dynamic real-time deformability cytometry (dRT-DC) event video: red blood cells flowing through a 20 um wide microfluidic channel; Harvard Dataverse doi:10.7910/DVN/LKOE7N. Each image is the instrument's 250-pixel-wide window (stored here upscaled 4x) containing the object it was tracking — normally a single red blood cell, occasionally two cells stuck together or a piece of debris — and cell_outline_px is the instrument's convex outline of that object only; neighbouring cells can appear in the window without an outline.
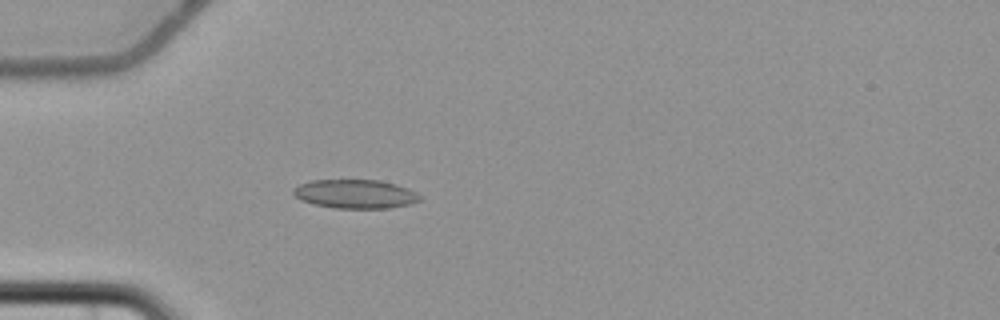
{"species": "common noctule bat (a hibernating species)", "species_latin": "Nyctalus noctula", "temperature_condition": "cold", "stored_images_in_passage": 1, "camera_frame_rate_fps": 3000, "um_per_image_px": 0.085, "animal": {"sex": "female", "body_mass_g": 22.7, "forearm_length_mm": 54.2}, "frame": {"image": 1, "passage_image": 1, "time_ms": 0.0, "image_size_px": [1000, 320], "cell_outline_px": [[420, 200], [408, 204], [388, 208], [332, 208], [300, 200], [292, 192], [292, 188], [300, 184], [312, 180], [380, 180], [396, 184], [408, 188], [416, 192], [420, 196]], "centroid_in_image_um": [30.18, 16.48], "position_along_channel_um": 54.8, "area_um2": 21.21}}